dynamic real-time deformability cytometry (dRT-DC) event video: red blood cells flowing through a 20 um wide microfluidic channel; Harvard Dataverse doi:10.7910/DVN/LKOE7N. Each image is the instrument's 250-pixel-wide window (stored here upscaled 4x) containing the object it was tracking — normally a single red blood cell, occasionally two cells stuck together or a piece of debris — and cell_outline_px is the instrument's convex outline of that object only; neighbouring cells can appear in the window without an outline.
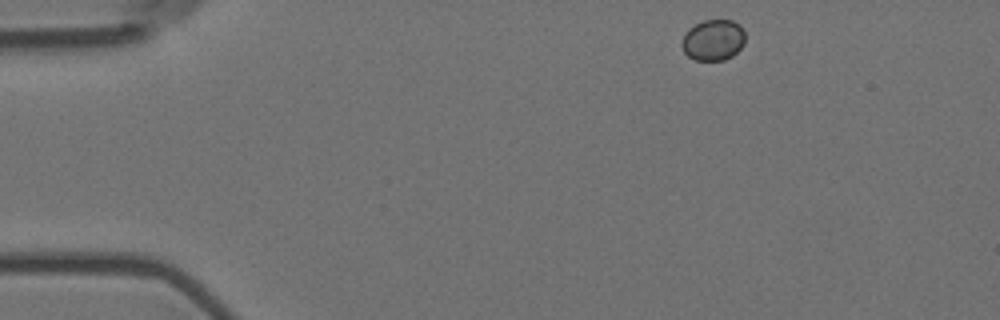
{"species": "Egyptian fruit bat (a non-hibernating species)", "species_latin": "Rousettus aegyptiacus", "temperature_condition": "room temperature", "stored_images_in_passage": 3, "segment_of_instrument_passage": [2, 2], "camera_frame_rate_fps": 3000, "um_per_image_px": 0.085, "animal": {"sex": "female"}, "frame": {"image": 1, "passage_image": 3, "time_ms": 0.667, "image_size_px": [1000, 320], "cell_outline_px": [[744, 44], [732, 56], [724, 60], [696, 60], [688, 56], [684, 52], [680, 44], [688, 28], [704, 20], [732, 20], [740, 24], [744, 32]], "centroid_in_image_um": [60.62, 3.4], "position_along_channel_um": 24.4, "area_um2": 15.14}}